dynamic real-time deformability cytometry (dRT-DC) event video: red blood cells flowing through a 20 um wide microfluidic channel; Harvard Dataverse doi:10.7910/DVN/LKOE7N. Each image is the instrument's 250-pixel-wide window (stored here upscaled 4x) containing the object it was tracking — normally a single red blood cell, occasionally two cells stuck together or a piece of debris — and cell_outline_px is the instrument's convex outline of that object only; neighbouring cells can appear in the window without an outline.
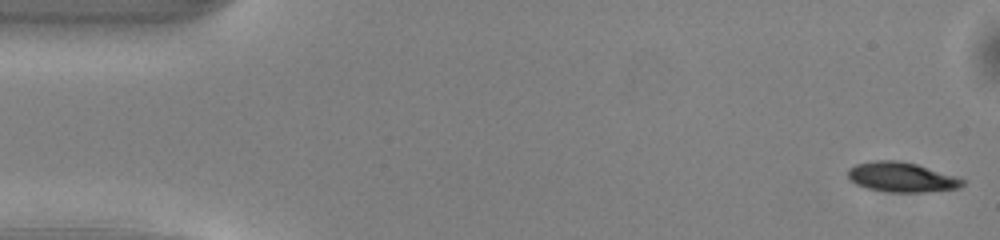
{"species": "common noctule bat (a hibernating species)", "species_latin": "Nyctalus noctula", "temperature_condition": "warm", "stored_images_in_passage": 8, "camera_frame_rate_fps": 3000, "um_per_image_px": 0.085, "animal": {"sex": "male", "body_mass_g": 13.0, "forearm_length_mm": 53.1}, "frame": {"image": 1, "passage_image": 1, "time_ms": 0.0, "image_size_px": [1000, 240], "cell_outline_px": [[964, 184], [960, 188], [924, 192], [892, 192], [868, 188], [856, 184], [848, 176], [848, 168], [856, 164], [876, 160], [896, 160], [916, 164], [956, 176], [964, 180]], "centroid_in_image_um": [76.65, 15.05], "position_along_channel_um": 8.4, "area_um2": 19.71}}